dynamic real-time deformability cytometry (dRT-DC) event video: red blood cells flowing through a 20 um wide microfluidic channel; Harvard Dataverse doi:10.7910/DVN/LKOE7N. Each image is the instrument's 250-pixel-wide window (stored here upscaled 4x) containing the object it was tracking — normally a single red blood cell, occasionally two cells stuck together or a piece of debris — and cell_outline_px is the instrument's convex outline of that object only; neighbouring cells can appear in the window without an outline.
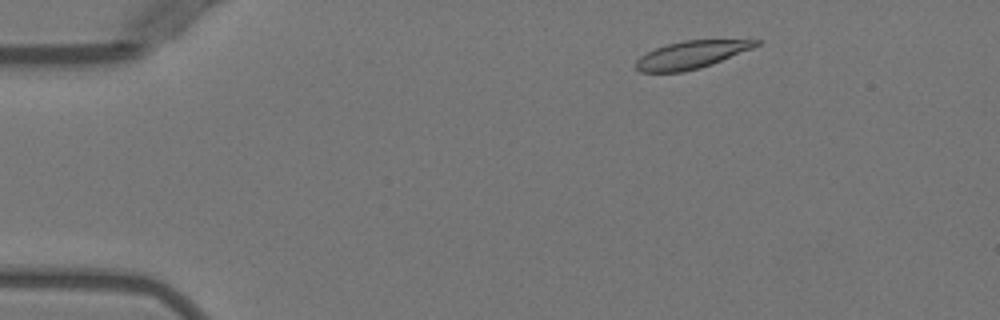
{"species": "Egyptian fruit bat (a non-hibernating species)", "species_latin": "Rousettus aegyptiacus", "temperature_condition": "warm", "stored_images_in_passage": 2, "camera_frame_rate_fps": 3000, "um_per_image_px": 0.085, "animal": {"sex": "female"}, "frame": {"image": 1, "passage_image": 1, "time_ms": 0.0, "image_size_px": [1000, 320], "cell_outline_px": [[764, 40], [760, 44], [752, 48], [712, 64], [700, 68], [684, 72], [640, 72], [636, 68], [636, 60], [640, 56], [656, 48], [668, 44], [684, 40]], "centroid_in_image_um": [58.75, 4.66], "position_along_channel_um": 26.2, "area_um2": 19.13}}